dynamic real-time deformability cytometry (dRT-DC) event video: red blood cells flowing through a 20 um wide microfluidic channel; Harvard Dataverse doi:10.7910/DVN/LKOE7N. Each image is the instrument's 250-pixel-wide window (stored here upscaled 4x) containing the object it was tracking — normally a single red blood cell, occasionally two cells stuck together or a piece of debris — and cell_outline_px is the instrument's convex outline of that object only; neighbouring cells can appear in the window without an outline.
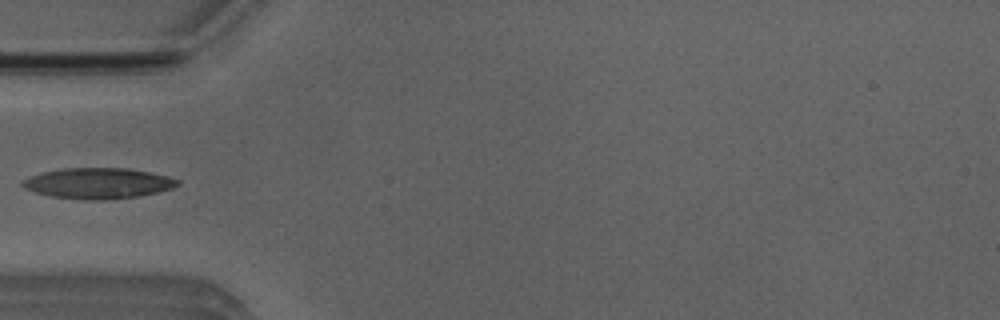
{"species": "Egyptian fruit bat (a non-hibernating species)", "species_latin": "Rousettus aegyptiacus", "temperature_condition": "room temperature", "stored_images_in_passage": 4, "camera_frame_rate_fps": 3000, "um_per_image_px": 0.085, "animal": {"sex": "male"}, "frame": {"image": 1, "passage_image": 4, "time_ms": 3.333, "image_size_px": [1000, 320], "cell_outline_px": [[180, 184], [172, 188], [140, 196], [108, 200], [84, 200], [52, 196], [36, 192], [24, 188], [20, 184], [20, 180], [40, 172], [64, 168], [128, 168], [168, 176], [180, 180]], "centroid_in_image_um": [8.31, 15.58], "position_along_channel_um": 76.7, "area_um2": 27.92}}